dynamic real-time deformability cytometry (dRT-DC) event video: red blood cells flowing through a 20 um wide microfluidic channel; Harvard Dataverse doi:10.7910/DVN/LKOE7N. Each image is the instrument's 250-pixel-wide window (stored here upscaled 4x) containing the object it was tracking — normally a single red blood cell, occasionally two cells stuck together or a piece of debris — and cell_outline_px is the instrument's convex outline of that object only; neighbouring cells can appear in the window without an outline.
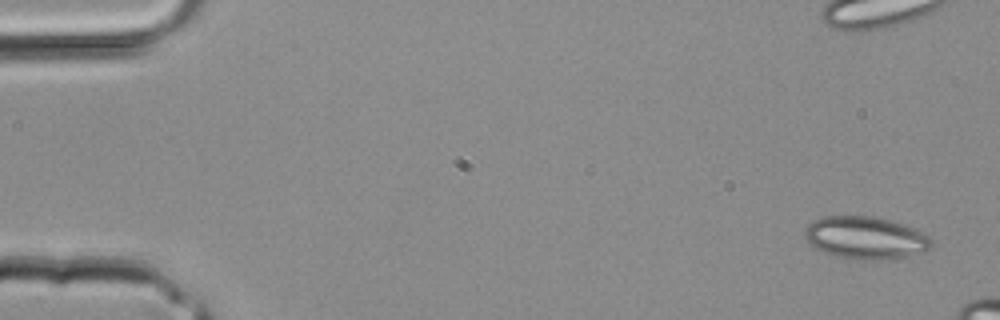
{"species": "common noctule bat (a hibernating species)", "species_latin": "Nyctalus noctula", "temperature_condition": "room temperature", "stored_images_in_passage": 2, "camera_frame_rate_fps": 3000, "um_per_image_px": 0.085, "animal": {"sex": "male", "body_mass_g": 20.4}, "frame": {"image": 1, "passage_image": 2, "time_ms": 0.333, "image_size_px": [1000, 320], "cell_outline_px": [[932, 248], [924, 252], [908, 256], [880, 260], [856, 260], [836, 256], [824, 252], [816, 248], [804, 236], [804, 228], [812, 220], [824, 216], [872, 216], [892, 220], [908, 224], [924, 232], [932, 240]], "centroid_in_image_um": [73.61, 20.2], "position_along_channel_um": 11.4, "area_um2": 31.91}}